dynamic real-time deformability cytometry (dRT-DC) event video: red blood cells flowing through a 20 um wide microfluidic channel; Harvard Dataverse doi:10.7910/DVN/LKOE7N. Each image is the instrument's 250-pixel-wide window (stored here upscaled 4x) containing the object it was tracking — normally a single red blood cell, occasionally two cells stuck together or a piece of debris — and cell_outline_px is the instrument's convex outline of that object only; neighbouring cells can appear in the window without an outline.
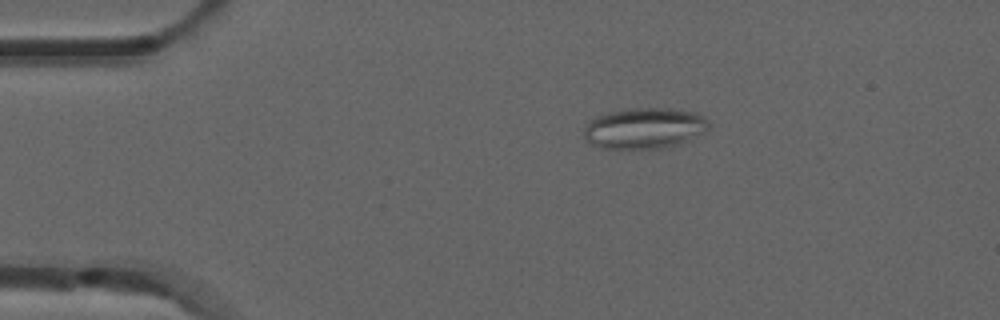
{"species": "common noctule bat (a hibernating species)", "species_latin": "Nyctalus noctula", "temperature_condition": "room temperature", "stored_images_in_passage": 6, "camera_frame_rate_fps": 3000, "um_per_image_px": 0.085, "animal": {"sex": "male", "forearm_length_mm": 52.5}, "frame": {"image": 1, "passage_image": 1, "time_ms": 0.0, "image_size_px": [1000, 320], "cell_outline_px": [[708, 128], [704, 132], [688, 140], [676, 144], [660, 148], [604, 148], [592, 144], [584, 140], [584, 128], [596, 116], [608, 112], [628, 108], [668, 108], [696, 112], [704, 116], [708, 120]], "centroid_in_image_um": [54.77, 10.88], "position_along_channel_um": 30.2, "area_um2": 29.59}}
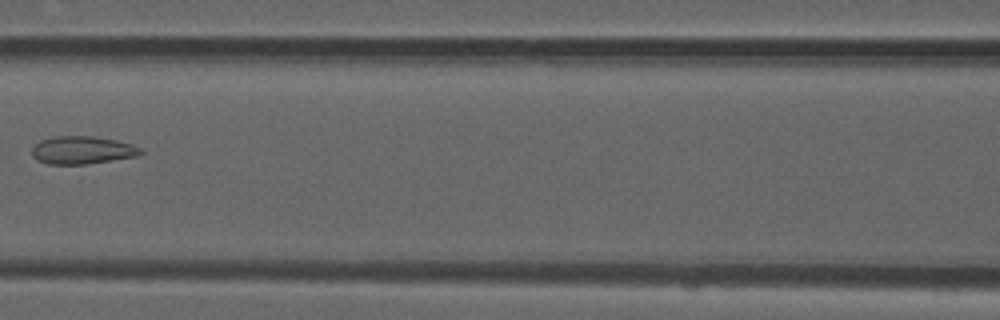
{"frame": {"image": 2, "passage_image": 5, "time_ms": 1.333, "image_size_px": [1000, 320], "cell_outline_px": [[144, 152], [136, 156], [88, 164], [48, 164], [32, 156], [32, 148], [40, 140], [56, 136], [92, 136], [116, 140], [132, 144], [140, 148]], "centroid_in_image_um": [7.0, 12.76], "position_along_channel_um": 159.6, "area_um2": 17.51}}
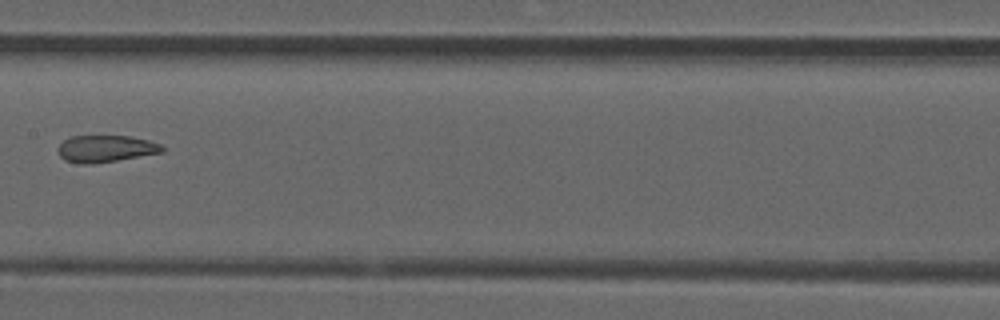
{"frame": {"image": 3, "passage_image": 6, "time_ms": 1.667, "image_size_px": [1000, 320], "cell_outline_px": [[164, 152], [116, 160], [88, 164], [84, 164], [64, 160], [60, 156], [60, 144], [68, 136], [128, 136], [148, 140], [160, 144], [164, 148]], "centroid_in_image_um": [8.99, 12.63], "position_along_channel_um": 198.4, "area_um2": 16.07}}